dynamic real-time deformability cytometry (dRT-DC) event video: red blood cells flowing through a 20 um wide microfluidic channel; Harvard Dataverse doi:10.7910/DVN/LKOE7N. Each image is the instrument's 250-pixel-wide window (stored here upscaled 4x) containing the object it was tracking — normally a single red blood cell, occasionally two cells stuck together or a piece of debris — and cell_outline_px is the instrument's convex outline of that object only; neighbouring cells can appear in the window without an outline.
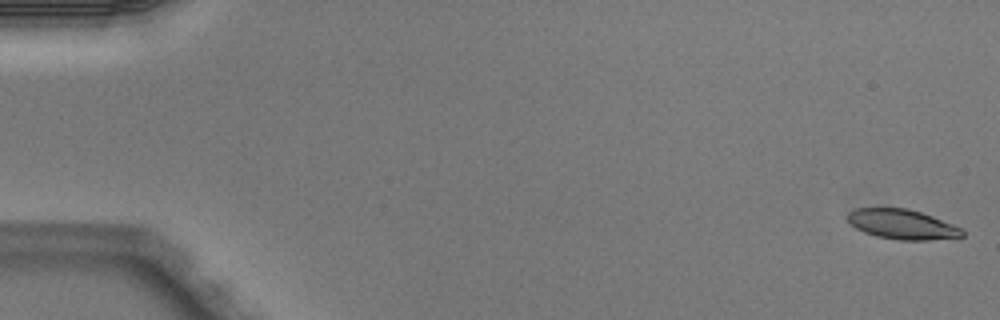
{"species": "Egyptian fruit bat (a non-hibernating species)", "species_latin": "Rousettus aegyptiacus", "temperature_condition": "warm", "stored_images_in_passage": 4, "camera_frame_rate_fps": 3000, "um_per_image_px": 0.085, "animal": {"sex": "male"}, "frame": {"image": 1, "passage_image": 1, "time_ms": 0.0, "image_size_px": [1000, 320], "cell_outline_px": [[964, 236], [928, 240], [900, 240], [876, 236], [864, 232], [856, 228], [848, 220], [848, 212], [856, 208], [908, 208], [932, 216], [952, 224], [960, 228], [964, 232]], "centroid_in_image_um": [76.67, 19.06], "position_along_channel_um": 8.3, "area_um2": 19.71}}